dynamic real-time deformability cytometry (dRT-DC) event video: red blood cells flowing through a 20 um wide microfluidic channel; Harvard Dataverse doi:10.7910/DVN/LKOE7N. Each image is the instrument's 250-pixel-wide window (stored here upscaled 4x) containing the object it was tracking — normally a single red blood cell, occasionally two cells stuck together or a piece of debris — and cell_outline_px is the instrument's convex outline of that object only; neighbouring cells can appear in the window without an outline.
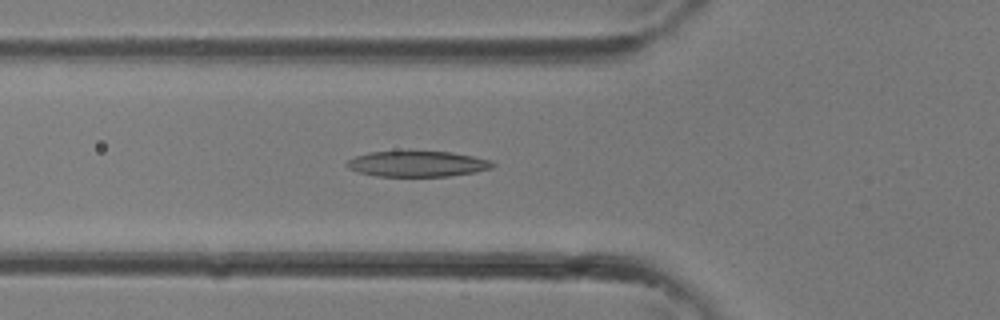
{"species": "common noctule bat (a hibernating species)", "species_latin": "Nyctalus noctula", "temperature_condition": "room temperature", "stored_images_in_passage": 29, "camera_frame_rate_fps": 3000, "um_per_image_px": 0.085, "animal": {"sex": "female"}, "frame": {"image": 1, "passage_image": 7, "time_ms": 2.0, "image_size_px": [1000, 320], "cell_outline_px": [[496, 164], [492, 168], [476, 172], [448, 176], [376, 176], [356, 172], [348, 168], [344, 164], [348, 160], [356, 156], [368, 152], [448, 152], [472, 156], [488, 160]], "centroid_in_image_um": [35.44, 13.94], "position_along_channel_um": 90.4, "area_um2": 21.62}}
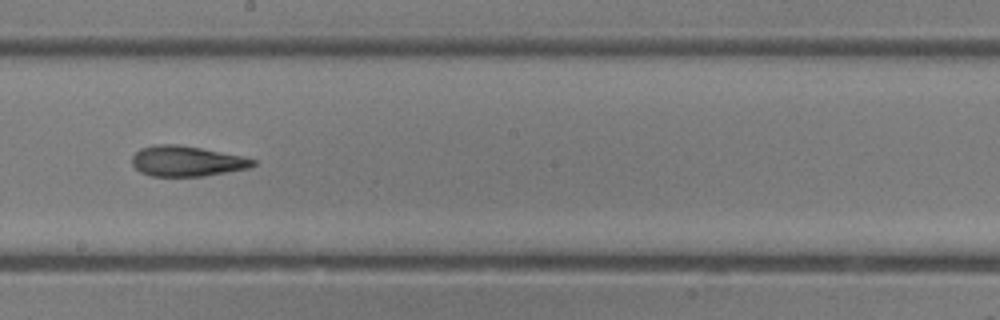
{"frame": {"image": 2, "passage_image": 14, "time_ms": 4.333, "image_size_px": [1000, 320], "cell_outline_px": [[256, 164], [248, 168], [204, 176], [152, 176], [140, 172], [132, 164], [132, 156], [140, 148], [156, 144], [180, 144], [244, 156], [256, 160]], "centroid_in_image_um": [15.87, 13.69], "position_along_channel_um": 232.3, "area_um2": 21.5}}
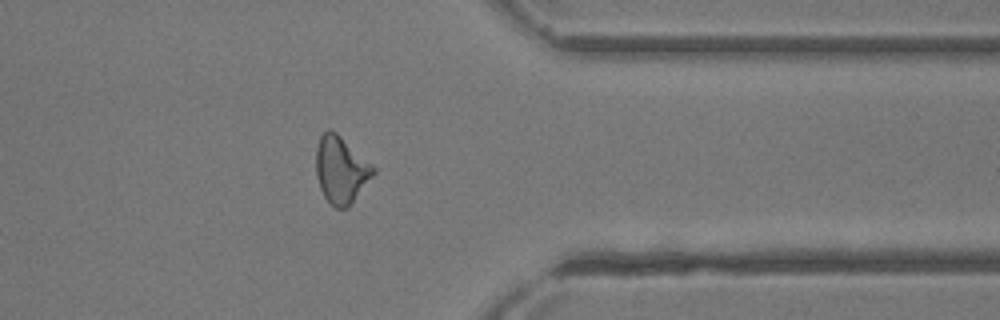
{"frame": {"image": 3, "passage_image": 22, "time_ms": 7.0, "image_size_px": [1000, 320], "cell_outline_px": [[376, 172], [348, 208], [336, 208], [324, 196], [320, 188], [316, 176], [316, 148], [320, 136], [328, 128], [332, 128], [372, 164], [376, 168]], "centroid_in_image_um": [28.98, 14.41], "position_along_channel_um": 382.4, "area_um2": 22.37}}